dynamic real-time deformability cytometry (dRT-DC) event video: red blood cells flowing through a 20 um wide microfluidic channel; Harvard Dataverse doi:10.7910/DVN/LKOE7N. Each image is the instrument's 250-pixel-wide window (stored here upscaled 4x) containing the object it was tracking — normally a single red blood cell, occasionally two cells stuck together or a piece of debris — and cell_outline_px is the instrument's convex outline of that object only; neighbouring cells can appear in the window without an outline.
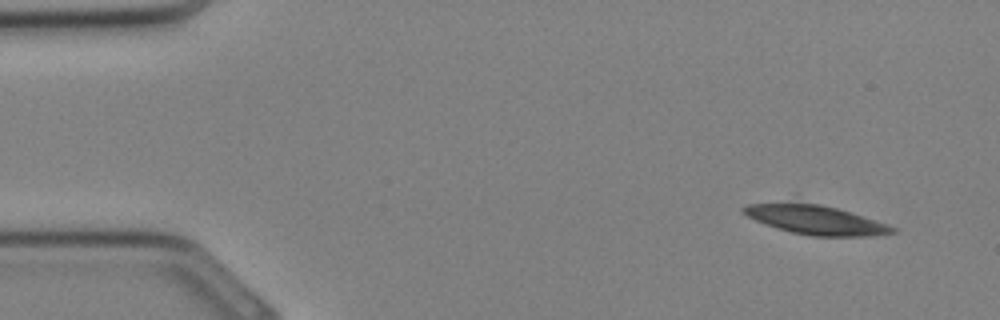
{"species": "Egyptian fruit bat (a non-hibernating species)", "species_latin": "Rousettus aegyptiacus", "temperature_condition": "cold", "stored_images_in_passage": 28, "camera_frame_rate_fps": 3000, "um_per_image_px": 0.085, "animal": {"sex": "female"}, "frame": {"image": 1, "passage_image": 1, "time_ms": 0.0, "image_size_px": [1000, 320], "cell_outline_px": [[896, 232], [864, 236], [812, 236], [792, 232], [776, 228], [764, 224], [740, 212], [740, 208], [748, 204], [820, 204], [852, 212], [888, 224], [896, 228]], "centroid_in_image_um": [69.34, 18.7], "position_along_channel_um": 15.7, "area_um2": 24.68}}
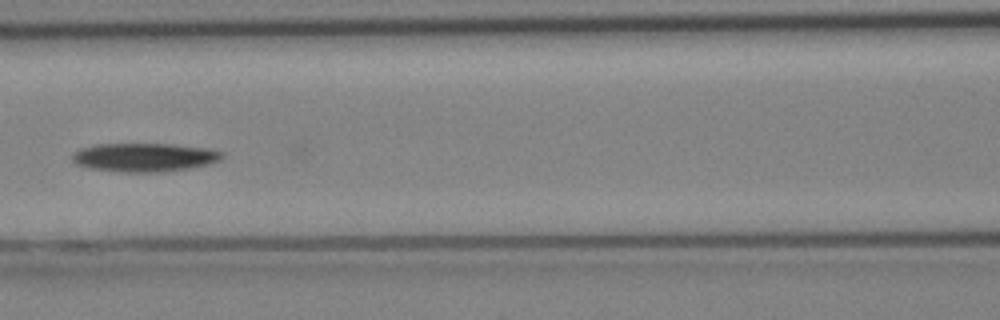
{"frame": {"image": 2, "passage_image": 13, "time_ms": 4.0, "image_size_px": [1000, 320], "cell_outline_px": [[224, 156], [220, 160], [208, 164], [192, 168], [160, 172], [124, 172], [92, 168], [76, 164], [72, 160], [72, 156], [80, 148], [96, 144], [172, 144], [208, 148], [224, 152]], "centroid_in_image_um": [12.32, 13.37], "position_along_channel_um": 154.3, "area_um2": 24.97}}
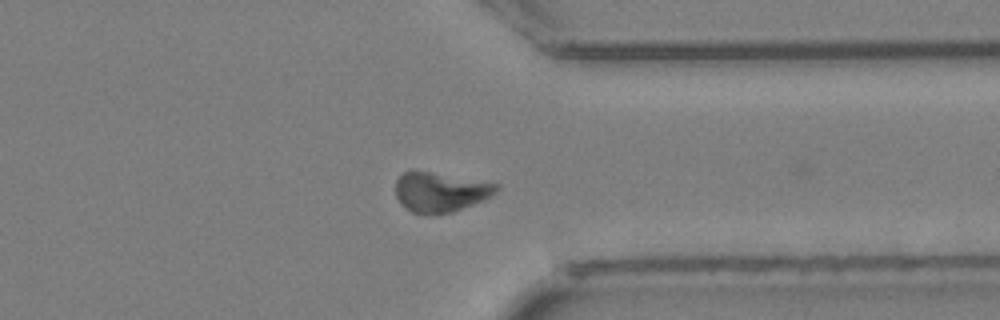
{"frame": {"image": 3, "passage_image": 24, "time_ms": 7.667, "image_size_px": [1000, 320], "cell_outline_px": [[500, 188], [496, 192], [484, 200], [452, 212], [412, 212], [396, 196], [396, 180], [404, 172], [428, 172], [500, 184]], "centroid_in_image_um": [37.48, 16.31], "position_along_channel_um": 373.9, "area_um2": 22.37}}